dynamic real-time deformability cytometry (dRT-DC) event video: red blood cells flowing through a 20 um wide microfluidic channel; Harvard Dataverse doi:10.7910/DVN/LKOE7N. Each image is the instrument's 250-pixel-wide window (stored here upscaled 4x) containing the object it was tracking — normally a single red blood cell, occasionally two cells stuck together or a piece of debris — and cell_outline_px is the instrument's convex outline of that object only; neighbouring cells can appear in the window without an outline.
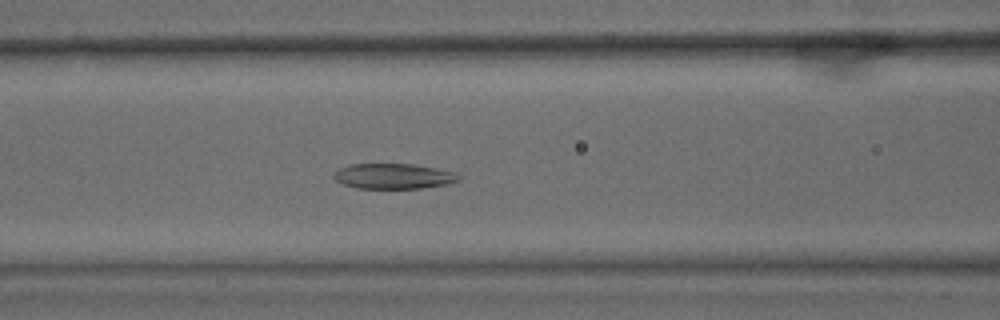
{"species": "common noctule bat (a hibernating species)", "species_latin": "Nyctalus noctula", "temperature_condition": "warm", "stored_images_in_passage": 53, "camera_frame_rate_fps": 3000, "um_per_image_px": 0.085, "animal": {"sex": "male", "body_mass_g": 15.6}, "frame": {"image": 1, "passage_image": 22, "time_ms": 7.0, "image_size_px": [1000, 320], "cell_outline_px": [[460, 180], [444, 184], [420, 188], [356, 188], [344, 184], [336, 180], [332, 176], [340, 168], [348, 164], [412, 164], [436, 168], [452, 172], [460, 176]], "centroid_in_image_um": [33.41, 14.97], "position_along_channel_um": 133.2, "area_um2": 18.15}}
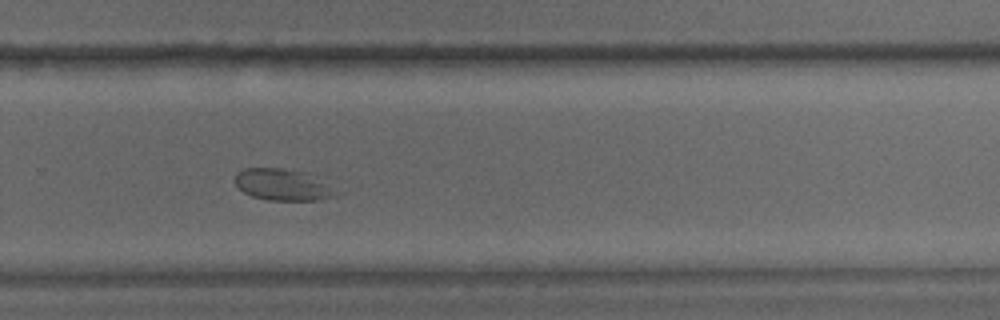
{"frame": {"image": 2, "passage_image": 36, "time_ms": 11.667, "image_size_px": [1000, 320], "cell_outline_px": [[348, 192], [336, 196], [320, 200], [268, 200], [252, 196], [236, 188], [236, 172], [244, 168], [284, 168], [308, 172]], "centroid_in_image_um": [24.2, 15.7], "position_along_channel_um": 305.6, "area_um2": 19.48}}
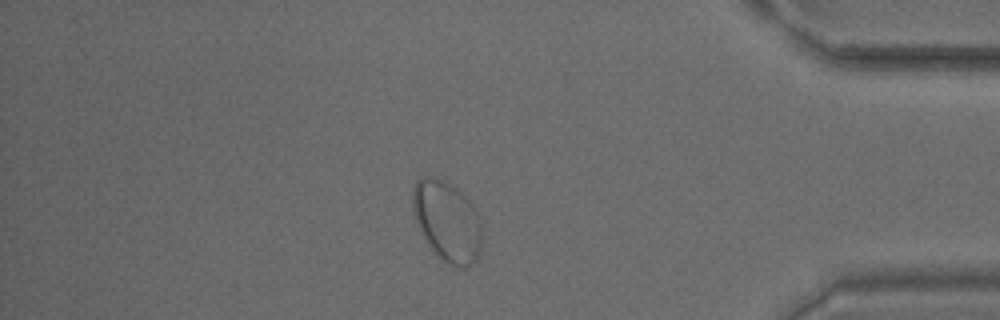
{"frame": {"image": 3, "passage_image": 46, "time_ms": 15.0, "image_size_px": [1000, 320], "cell_outline_px": [[480, 252], [476, 260], [472, 264], [464, 268], [460, 268], [448, 264], [432, 248], [424, 236], [416, 220], [412, 208], [412, 188], [416, 180], [424, 176], [432, 176], [444, 180], [456, 188], [472, 204], [480, 216]], "centroid_in_image_um": [38.0, 18.77], "position_along_channel_um": 397.2, "area_um2": 32.14}}